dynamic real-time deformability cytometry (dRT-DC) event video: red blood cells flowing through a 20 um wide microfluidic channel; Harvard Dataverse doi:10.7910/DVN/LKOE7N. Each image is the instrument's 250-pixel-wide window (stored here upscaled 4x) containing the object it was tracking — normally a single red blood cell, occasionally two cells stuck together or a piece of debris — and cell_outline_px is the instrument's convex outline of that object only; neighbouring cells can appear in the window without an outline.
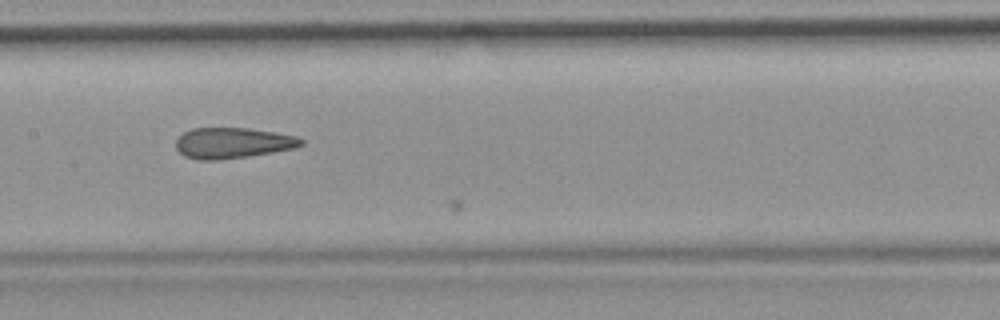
{"species": "common noctule bat (a hibernating species)", "species_latin": "Nyctalus noctula", "temperature_condition": "room temperature", "stored_images_in_passage": 15, "camera_frame_rate_fps": 3000, "um_per_image_px": 0.085, "animal": {"sex": "female", "body_mass_g": 19.9}, "frame": {"image": 1, "passage_image": 14, "time_ms": 4.333, "image_size_px": [1000, 320], "cell_outline_px": [[304, 144], [296, 148], [248, 156], [220, 160], [196, 160], [184, 156], [176, 148], [176, 140], [184, 132], [192, 128], [248, 128], [296, 136], [304, 140]], "centroid_in_image_um": [19.77, 12.16], "position_along_channel_um": 187.6, "area_um2": 22.43}}